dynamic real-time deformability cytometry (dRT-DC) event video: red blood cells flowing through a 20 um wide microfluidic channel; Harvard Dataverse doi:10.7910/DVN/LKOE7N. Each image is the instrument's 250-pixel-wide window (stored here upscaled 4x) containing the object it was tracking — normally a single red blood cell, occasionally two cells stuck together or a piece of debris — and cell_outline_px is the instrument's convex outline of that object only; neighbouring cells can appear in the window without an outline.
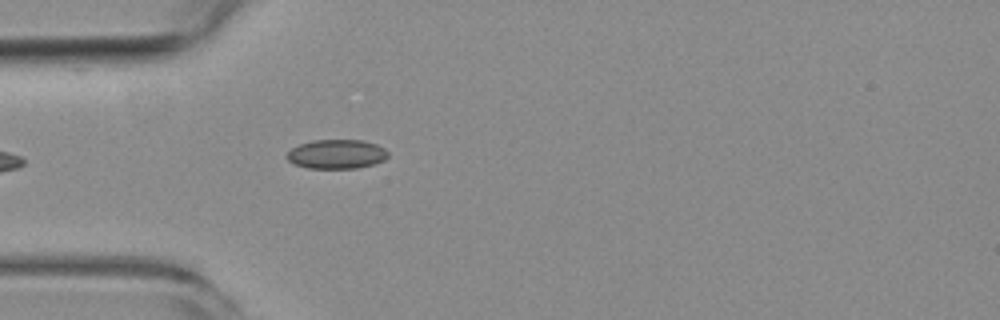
{"species": "common noctule bat (a hibernating species)", "species_latin": "Nyctalus noctula", "temperature_condition": "room temperature", "stored_images_in_passage": 4, "camera_frame_rate_fps": 3000, "um_per_image_px": 0.085, "animal": {"sex": "female", "body_mass_g": 19.3, "forearm_length_mm": 54.1}, "frame": {"image": 1, "passage_image": 4, "time_ms": 4.333, "image_size_px": [1000, 320], "cell_outline_px": [[388, 156], [384, 160], [376, 164], [356, 168], [308, 168], [292, 164], [284, 156], [292, 148], [300, 144], [312, 140], [364, 140], [376, 144], [384, 148], [388, 152]], "centroid_in_image_um": [28.6, 13.1], "position_along_channel_um": 56.4, "area_um2": 17.4}}